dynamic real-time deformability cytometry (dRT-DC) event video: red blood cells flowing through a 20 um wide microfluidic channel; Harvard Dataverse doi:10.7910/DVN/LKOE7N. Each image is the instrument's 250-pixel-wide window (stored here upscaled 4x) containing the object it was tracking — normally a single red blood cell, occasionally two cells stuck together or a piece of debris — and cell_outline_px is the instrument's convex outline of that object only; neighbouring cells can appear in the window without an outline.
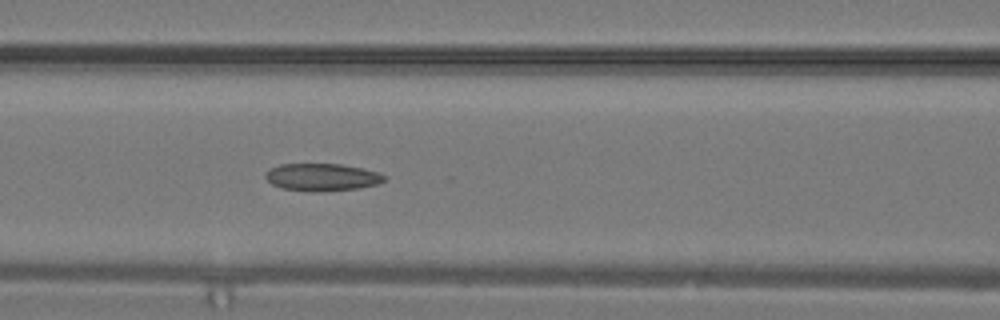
{"species": "common noctule bat (a hibernating species)", "species_latin": "Nyctalus noctula", "temperature_condition": "warm", "stored_images_in_passage": 13, "camera_frame_rate_fps": 3000, "um_per_image_px": 0.085, "animal": {"sex": "male", "body_mass_g": 19.2, "forearm_length_mm": 51.8}, "frame": {"image": 1, "passage_image": 13, "time_ms": 4.0, "image_size_px": [1000, 320], "cell_outline_px": [[388, 176], [384, 180], [376, 184], [360, 188], [324, 192], [312, 192], [280, 188], [272, 184], [264, 176], [264, 172], [268, 168], [280, 164], [340, 164], [380, 172]], "centroid_in_image_um": [27.34, 15.06], "position_along_channel_um": 139.3, "area_um2": 19.31}}